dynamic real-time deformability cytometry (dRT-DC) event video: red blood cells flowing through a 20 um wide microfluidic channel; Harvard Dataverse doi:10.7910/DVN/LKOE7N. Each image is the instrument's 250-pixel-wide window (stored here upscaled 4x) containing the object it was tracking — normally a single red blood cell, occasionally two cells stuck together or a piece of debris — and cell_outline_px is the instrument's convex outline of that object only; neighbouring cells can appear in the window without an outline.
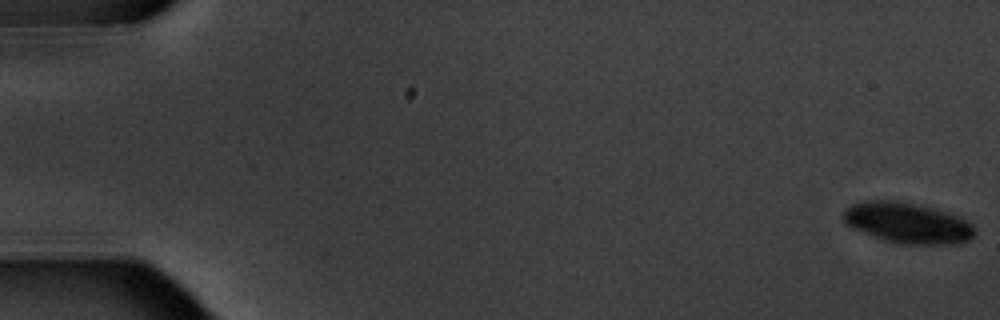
{"species": "common noctule bat (a hibernating species)", "species_latin": "Nyctalus noctula", "temperature_condition": "warm", "stored_images_in_passage": 8, "camera_frame_rate_fps": 3000, "um_per_image_px": 0.085, "animal": {"sex": "male", "body_mass_g": 20.1, "forearm_length_mm": 53.5}, "frame": {"image": 1, "passage_image": 1, "time_ms": 0.0, "image_size_px": [1000, 320], "cell_outline_px": [[972, 236], [968, 240], [952, 244], [904, 244], [884, 240], [856, 228], [848, 224], [844, 220], [844, 208], [852, 204], [864, 200], [892, 200], [932, 208], [960, 216], [972, 224]], "centroid_in_image_um": [77.13, 18.94], "position_along_channel_um": 7.9, "area_um2": 30.46}}